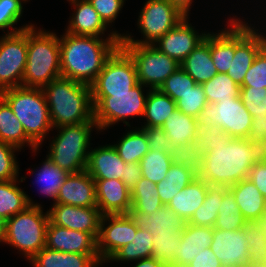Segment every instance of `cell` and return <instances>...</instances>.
Listing matches in <instances>:
<instances>
[{
    "label": "cell",
    "instance_id": "obj_1",
    "mask_svg": "<svg viewBox=\"0 0 266 267\" xmlns=\"http://www.w3.org/2000/svg\"><path fill=\"white\" fill-rule=\"evenodd\" d=\"M59 36L61 76L90 86L120 46L122 34L113 30L105 39L67 32Z\"/></svg>",
    "mask_w": 266,
    "mask_h": 267
},
{
    "label": "cell",
    "instance_id": "obj_2",
    "mask_svg": "<svg viewBox=\"0 0 266 267\" xmlns=\"http://www.w3.org/2000/svg\"><path fill=\"white\" fill-rule=\"evenodd\" d=\"M256 163L250 153V139L232 138L204 153L197 177L210 186H232L246 179Z\"/></svg>",
    "mask_w": 266,
    "mask_h": 267
},
{
    "label": "cell",
    "instance_id": "obj_3",
    "mask_svg": "<svg viewBox=\"0 0 266 267\" xmlns=\"http://www.w3.org/2000/svg\"><path fill=\"white\" fill-rule=\"evenodd\" d=\"M54 128L94 121V105L89 85L58 77L43 89Z\"/></svg>",
    "mask_w": 266,
    "mask_h": 267
},
{
    "label": "cell",
    "instance_id": "obj_4",
    "mask_svg": "<svg viewBox=\"0 0 266 267\" xmlns=\"http://www.w3.org/2000/svg\"><path fill=\"white\" fill-rule=\"evenodd\" d=\"M28 28V49L22 86L43 89L61 76L59 37L55 32Z\"/></svg>",
    "mask_w": 266,
    "mask_h": 267
},
{
    "label": "cell",
    "instance_id": "obj_5",
    "mask_svg": "<svg viewBox=\"0 0 266 267\" xmlns=\"http://www.w3.org/2000/svg\"><path fill=\"white\" fill-rule=\"evenodd\" d=\"M0 96L11 107L26 135L40 148L49 131H53L44 91L20 86L3 90Z\"/></svg>",
    "mask_w": 266,
    "mask_h": 267
},
{
    "label": "cell",
    "instance_id": "obj_6",
    "mask_svg": "<svg viewBox=\"0 0 266 267\" xmlns=\"http://www.w3.org/2000/svg\"><path fill=\"white\" fill-rule=\"evenodd\" d=\"M93 128L99 132L96 122L54 128L58 134L51 138L47 158L69 174L85 171Z\"/></svg>",
    "mask_w": 266,
    "mask_h": 267
},
{
    "label": "cell",
    "instance_id": "obj_7",
    "mask_svg": "<svg viewBox=\"0 0 266 267\" xmlns=\"http://www.w3.org/2000/svg\"><path fill=\"white\" fill-rule=\"evenodd\" d=\"M129 215L138 227L146 229L152 235V257L160 260L166 267H171L187 222L167 205L152 214L130 211Z\"/></svg>",
    "mask_w": 266,
    "mask_h": 267
},
{
    "label": "cell",
    "instance_id": "obj_8",
    "mask_svg": "<svg viewBox=\"0 0 266 267\" xmlns=\"http://www.w3.org/2000/svg\"><path fill=\"white\" fill-rule=\"evenodd\" d=\"M48 224L47 211L44 213L42 207L28 206L6 221L3 243L17 249L29 261L45 247Z\"/></svg>",
    "mask_w": 266,
    "mask_h": 267
},
{
    "label": "cell",
    "instance_id": "obj_9",
    "mask_svg": "<svg viewBox=\"0 0 266 267\" xmlns=\"http://www.w3.org/2000/svg\"><path fill=\"white\" fill-rule=\"evenodd\" d=\"M145 86L138 83L128 93H111V97H92L94 121L98 130L103 132L112 125L122 122L131 127L127 119L144 115L148 95ZM127 120V121H126Z\"/></svg>",
    "mask_w": 266,
    "mask_h": 267
},
{
    "label": "cell",
    "instance_id": "obj_10",
    "mask_svg": "<svg viewBox=\"0 0 266 267\" xmlns=\"http://www.w3.org/2000/svg\"><path fill=\"white\" fill-rule=\"evenodd\" d=\"M143 5L137 20L143 39L135 40L127 32L120 44L152 45L185 17L167 0H146Z\"/></svg>",
    "mask_w": 266,
    "mask_h": 267
},
{
    "label": "cell",
    "instance_id": "obj_11",
    "mask_svg": "<svg viewBox=\"0 0 266 267\" xmlns=\"http://www.w3.org/2000/svg\"><path fill=\"white\" fill-rule=\"evenodd\" d=\"M133 59L138 82L147 89L156 90L180 67L175 59L153 45L120 44Z\"/></svg>",
    "mask_w": 266,
    "mask_h": 267
},
{
    "label": "cell",
    "instance_id": "obj_12",
    "mask_svg": "<svg viewBox=\"0 0 266 267\" xmlns=\"http://www.w3.org/2000/svg\"><path fill=\"white\" fill-rule=\"evenodd\" d=\"M138 83L133 59L119 46L90 85L91 95L92 97H111V93H128Z\"/></svg>",
    "mask_w": 266,
    "mask_h": 267
},
{
    "label": "cell",
    "instance_id": "obj_13",
    "mask_svg": "<svg viewBox=\"0 0 266 267\" xmlns=\"http://www.w3.org/2000/svg\"><path fill=\"white\" fill-rule=\"evenodd\" d=\"M199 124H215L232 138L247 139L253 117L239 97L207 103L202 109Z\"/></svg>",
    "mask_w": 266,
    "mask_h": 267
},
{
    "label": "cell",
    "instance_id": "obj_14",
    "mask_svg": "<svg viewBox=\"0 0 266 267\" xmlns=\"http://www.w3.org/2000/svg\"><path fill=\"white\" fill-rule=\"evenodd\" d=\"M28 49V28L0 36V92L22 86Z\"/></svg>",
    "mask_w": 266,
    "mask_h": 267
},
{
    "label": "cell",
    "instance_id": "obj_15",
    "mask_svg": "<svg viewBox=\"0 0 266 267\" xmlns=\"http://www.w3.org/2000/svg\"><path fill=\"white\" fill-rule=\"evenodd\" d=\"M242 20L235 16V53L226 73L239 86L256 55L266 45V34Z\"/></svg>",
    "mask_w": 266,
    "mask_h": 267
},
{
    "label": "cell",
    "instance_id": "obj_16",
    "mask_svg": "<svg viewBox=\"0 0 266 267\" xmlns=\"http://www.w3.org/2000/svg\"><path fill=\"white\" fill-rule=\"evenodd\" d=\"M107 225V226H106ZM137 224L129 214H105L100 220L97 251L103 263L133 239Z\"/></svg>",
    "mask_w": 266,
    "mask_h": 267
},
{
    "label": "cell",
    "instance_id": "obj_17",
    "mask_svg": "<svg viewBox=\"0 0 266 267\" xmlns=\"http://www.w3.org/2000/svg\"><path fill=\"white\" fill-rule=\"evenodd\" d=\"M249 241L246 230H220L213 228L210 249L223 267H244L250 262Z\"/></svg>",
    "mask_w": 266,
    "mask_h": 267
},
{
    "label": "cell",
    "instance_id": "obj_18",
    "mask_svg": "<svg viewBox=\"0 0 266 267\" xmlns=\"http://www.w3.org/2000/svg\"><path fill=\"white\" fill-rule=\"evenodd\" d=\"M49 221L57 226L99 236L102 214L98 207H80L66 204H52L47 210Z\"/></svg>",
    "mask_w": 266,
    "mask_h": 267
},
{
    "label": "cell",
    "instance_id": "obj_19",
    "mask_svg": "<svg viewBox=\"0 0 266 267\" xmlns=\"http://www.w3.org/2000/svg\"><path fill=\"white\" fill-rule=\"evenodd\" d=\"M189 18L184 17L174 28L158 39L155 46L162 53L181 63L205 38L208 32H201L195 29Z\"/></svg>",
    "mask_w": 266,
    "mask_h": 267
},
{
    "label": "cell",
    "instance_id": "obj_20",
    "mask_svg": "<svg viewBox=\"0 0 266 267\" xmlns=\"http://www.w3.org/2000/svg\"><path fill=\"white\" fill-rule=\"evenodd\" d=\"M45 247L64 253L98 254L97 239L92 234L60 227L50 221Z\"/></svg>",
    "mask_w": 266,
    "mask_h": 267
},
{
    "label": "cell",
    "instance_id": "obj_21",
    "mask_svg": "<svg viewBox=\"0 0 266 267\" xmlns=\"http://www.w3.org/2000/svg\"><path fill=\"white\" fill-rule=\"evenodd\" d=\"M97 207L102 215L129 214L131 191L122 180L94 179Z\"/></svg>",
    "mask_w": 266,
    "mask_h": 267
},
{
    "label": "cell",
    "instance_id": "obj_22",
    "mask_svg": "<svg viewBox=\"0 0 266 267\" xmlns=\"http://www.w3.org/2000/svg\"><path fill=\"white\" fill-rule=\"evenodd\" d=\"M56 203L80 207H97L95 180L86 170L69 174L59 188Z\"/></svg>",
    "mask_w": 266,
    "mask_h": 267
},
{
    "label": "cell",
    "instance_id": "obj_23",
    "mask_svg": "<svg viewBox=\"0 0 266 267\" xmlns=\"http://www.w3.org/2000/svg\"><path fill=\"white\" fill-rule=\"evenodd\" d=\"M67 1L73 5L74 13L70 16L65 32L77 36H104L109 27L100 18L89 0Z\"/></svg>",
    "mask_w": 266,
    "mask_h": 267
},
{
    "label": "cell",
    "instance_id": "obj_24",
    "mask_svg": "<svg viewBox=\"0 0 266 267\" xmlns=\"http://www.w3.org/2000/svg\"><path fill=\"white\" fill-rule=\"evenodd\" d=\"M125 162L119 157L112 144L91 147L86 171L93 179H118L121 180Z\"/></svg>",
    "mask_w": 266,
    "mask_h": 267
},
{
    "label": "cell",
    "instance_id": "obj_25",
    "mask_svg": "<svg viewBox=\"0 0 266 267\" xmlns=\"http://www.w3.org/2000/svg\"><path fill=\"white\" fill-rule=\"evenodd\" d=\"M213 228L186 223L171 267H186L203 249L210 247Z\"/></svg>",
    "mask_w": 266,
    "mask_h": 267
},
{
    "label": "cell",
    "instance_id": "obj_26",
    "mask_svg": "<svg viewBox=\"0 0 266 267\" xmlns=\"http://www.w3.org/2000/svg\"><path fill=\"white\" fill-rule=\"evenodd\" d=\"M29 262L33 267H99V254L64 253L48 247L42 248Z\"/></svg>",
    "mask_w": 266,
    "mask_h": 267
},
{
    "label": "cell",
    "instance_id": "obj_27",
    "mask_svg": "<svg viewBox=\"0 0 266 267\" xmlns=\"http://www.w3.org/2000/svg\"><path fill=\"white\" fill-rule=\"evenodd\" d=\"M180 67L190 75L196 84L208 82L217 74L210 53V32L197 47L180 63Z\"/></svg>",
    "mask_w": 266,
    "mask_h": 267
},
{
    "label": "cell",
    "instance_id": "obj_28",
    "mask_svg": "<svg viewBox=\"0 0 266 267\" xmlns=\"http://www.w3.org/2000/svg\"><path fill=\"white\" fill-rule=\"evenodd\" d=\"M228 26L217 33L210 32V53L217 73H227L235 53V16Z\"/></svg>",
    "mask_w": 266,
    "mask_h": 267
},
{
    "label": "cell",
    "instance_id": "obj_29",
    "mask_svg": "<svg viewBox=\"0 0 266 267\" xmlns=\"http://www.w3.org/2000/svg\"><path fill=\"white\" fill-rule=\"evenodd\" d=\"M236 204L247 222H254L266 210V198L248 178L229 186Z\"/></svg>",
    "mask_w": 266,
    "mask_h": 267
},
{
    "label": "cell",
    "instance_id": "obj_30",
    "mask_svg": "<svg viewBox=\"0 0 266 267\" xmlns=\"http://www.w3.org/2000/svg\"><path fill=\"white\" fill-rule=\"evenodd\" d=\"M209 186L204 180L196 177L189 185L180 190L167 206L188 222L195 210L203 204Z\"/></svg>",
    "mask_w": 266,
    "mask_h": 267
},
{
    "label": "cell",
    "instance_id": "obj_31",
    "mask_svg": "<svg viewBox=\"0 0 266 267\" xmlns=\"http://www.w3.org/2000/svg\"><path fill=\"white\" fill-rule=\"evenodd\" d=\"M26 177L10 181H0V215L7 221L13 215L24 211L28 206L42 207L33 202L24 189L18 185L25 181Z\"/></svg>",
    "mask_w": 266,
    "mask_h": 267
},
{
    "label": "cell",
    "instance_id": "obj_32",
    "mask_svg": "<svg viewBox=\"0 0 266 267\" xmlns=\"http://www.w3.org/2000/svg\"><path fill=\"white\" fill-rule=\"evenodd\" d=\"M0 141L10 144L18 149L25 145L37 153L39 147L26 135L22 124L14 115L11 107L0 96Z\"/></svg>",
    "mask_w": 266,
    "mask_h": 267
},
{
    "label": "cell",
    "instance_id": "obj_33",
    "mask_svg": "<svg viewBox=\"0 0 266 267\" xmlns=\"http://www.w3.org/2000/svg\"><path fill=\"white\" fill-rule=\"evenodd\" d=\"M199 120L176 110L161 127L170 137L172 144L177 147L193 143L198 135Z\"/></svg>",
    "mask_w": 266,
    "mask_h": 267
},
{
    "label": "cell",
    "instance_id": "obj_34",
    "mask_svg": "<svg viewBox=\"0 0 266 267\" xmlns=\"http://www.w3.org/2000/svg\"><path fill=\"white\" fill-rule=\"evenodd\" d=\"M176 102L159 89L149 90L143 117L146 122L141 128L162 127L166 119L176 111Z\"/></svg>",
    "mask_w": 266,
    "mask_h": 267
},
{
    "label": "cell",
    "instance_id": "obj_35",
    "mask_svg": "<svg viewBox=\"0 0 266 267\" xmlns=\"http://www.w3.org/2000/svg\"><path fill=\"white\" fill-rule=\"evenodd\" d=\"M153 238L149 231L144 228H137L132 241L119 248L108 260L112 262H136L143 258L152 257Z\"/></svg>",
    "mask_w": 266,
    "mask_h": 267
},
{
    "label": "cell",
    "instance_id": "obj_36",
    "mask_svg": "<svg viewBox=\"0 0 266 267\" xmlns=\"http://www.w3.org/2000/svg\"><path fill=\"white\" fill-rule=\"evenodd\" d=\"M112 144L117 150L119 157L125 163H140L141 159L148 153V142L145 131L136 127L135 129L128 130L127 133Z\"/></svg>",
    "mask_w": 266,
    "mask_h": 267
},
{
    "label": "cell",
    "instance_id": "obj_37",
    "mask_svg": "<svg viewBox=\"0 0 266 267\" xmlns=\"http://www.w3.org/2000/svg\"><path fill=\"white\" fill-rule=\"evenodd\" d=\"M41 165L42 166L37 167L38 169L36 170L29 169V172L36 175L35 182L38 186L41 185L39 189L40 193L44 194L46 197L52 198L53 204H56L59 188L65 182L69 173L49 160L47 156Z\"/></svg>",
    "mask_w": 266,
    "mask_h": 267
},
{
    "label": "cell",
    "instance_id": "obj_38",
    "mask_svg": "<svg viewBox=\"0 0 266 267\" xmlns=\"http://www.w3.org/2000/svg\"><path fill=\"white\" fill-rule=\"evenodd\" d=\"M228 190V187L225 186H209L203 204L195 210L187 223L213 228L217 220L221 201Z\"/></svg>",
    "mask_w": 266,
    "mask_h": 267
},
{
    "label": "cell",
    "instance_id": "obj_39",
    "mask_svg": "<svg viewBox=\"0 0 266 267\" xmlns=\"http://www.w3.org/2000/svg\"><path fill=\"white\" fill-rule=\"evenodd\" d=\"M163 205L157 191V185L145 177H142L131 190L130 211L152 214Z\"/></svg>",
    "mask_w": 266,
    "mask_h": 267
},
{
    "label": "cell",
    "instance_id": "obj_40",
    "mask_svg": "<svg viewBox=\"0 0 266 267\" xmlns=\"http://www.w3.org/2000/svg\"><path fill=\"white\" fill-rule=\"evenodd\" d=\"M208 103L220 100H232L240 96V86L226 73H217L208 82L202 84Z\"/></svg>",
    "mask_w": 266,
    "mask_h": 267
},
{
    "label": "cell",
    "instance_id": "obj_41",
    "mask_svg": "<svg viewBox=\"0 0 266 267\" xmlns=\"http://www.w3.org/2000/svg\"><path fill=\"white\" fill-rule=\"evenodd\" d=\"M247 221L236 204L234 195L228 190L221 201L216 223L213 228L220 230H240Z\"/></svg>",
    "mask_w": 266,
    "mask_h": 267
},
{
    "label": "cell",
    "instance_id": "obj_42",
    "mask_svg": "<svg viewBox=\"0 0 266 267\" xmlns=\"http://www.w3.org/2000/svg\"><path fill=\"white\" fill-rule=\"evenodd\" d=\"M172 163L169 154L159 150H149L140 161L142 177L158 184L166 177Z\"/></svg>",
    "mask_w": 266,
    "mask_h": 267
},
{
    "label": "cell",
    "instance_id": "obj_43",
    "mask_svg": "<svg viewBox=\"0 0 266 267\" xmlns=\"http://www.w3.org/2000/svg\"><path fill=\"white\" fill-rule=\"evenodd\" d=\"M23 2L21 0H0V30L5 34H14L23 31L26 28L34 26V24H26L21 27H15L20 21L23 14Z\"/></svg>",
    "mask_w": 266,
    "mask_h": 267
},
{
    "label": "cell",
    "instance_id": "obj_44",
    "mask_svg": "<svg viewBox=\"0 0 266 267\" xmlns=\"http://www.w3.org/2000/svg\"><path fill=\"white\" fill-rule=\"evenodd\" d=\"M232 137L215 124H199L198 135L194 142L195 149L205 153L218 144L228 143Z\"/></svg>",
    "mask_w": 266,
    "mask_h": 267
},
{
    "label": "cell",
    "instance_id": "obj_45",
    "mask_svg": "<svg viewBox=\"0 0 266 267\" xmlns=\"http://www.w3.org/2000/svg\"><path fill=\"white\" fill-rule=\"evenodd\" d=\"M196 82L181 67L175 70L161 85L159 90L168 95L175 102L189 90H192Z\"/></svg>",
    "mask_w": 266,
    "mask_h": 267
},
{
    "label": "cell",
    "instance_id": "obj_46",
    "mask_svg": "<svg viewBox=\"0 0 266 267\" xmlns=\"http://www.w3.org/2000/svg\"><path fill=\"white\" fill-rule=\"evenodd\" d=\"M207 103L203 86L196 84L192 90L181 95V98L176 101V109L186 115L199 119L202 109Z\"/></svg>",
    "mask_w": 266,
    "mask_h": 267
},
{
    "label": "cell",
    "instance_id": "obj_47",
    "mask_svg": "<svg viewBox=\"0 0 266 267\" xmlns=\"http://www.w3.org/2000/svg\"><path fill=\"white\" fill-rule=\"evenodd\" d=\"M169 156L174 164L191 168L196 173L200 171L204 159V153L195 149L193 143L174 147Z\"/></svg>",
    "mask_w": 266,
    "mask_h": 267
},
{
    "label": "cell",
    "instance_id": "obj_48",
    "mask_svg": "<svg viewBox=\"0 0 266 267\" xmlns=\"http://www.w3.org/2000/svg\"><path fill=\"white\" fill-rule=\"evenodd\" d=\"M244 229L246 230V239L249 241L250 262L266 263V239L264 232L253 221L246 222Z\"/></svg>",
    "mask_w": 266,
    "mask_h": 267
},
{
    "label": "cell",
    "instance_id": "obj_49",
    "mask_svg": "<svg viewBox=\"0 0 266 267\" xmlns=\"http://www.w3.org/2000/svg\"><path fill=\"white\" fill-rule=\"evenodd\" d=\"M20 149L0 141V181H10L19 178V165L15 152Z\"/></svg>",
    "mask_w": 266,
    "mask_h": 267
},
{
    "label": "cell",
    "instance_id": "obj_50",
    "mask_svg": "<svg viewBox=\"0 0 266 267\" xmlns=\"http://www.w3.org/2000/svg\"><path fill=\"white\" fill-rule=\"evenodd\" d=\"M240 87L266 88V45L256 55Z\"/></svg>",
    "mask_w": 266,
    "mask_h": 267
},
{
    "label": "cell",
    "instance_id": "obj_51",
    "mask_svg": "<svg viewBox=\"0 0 266 267\" xmlns=\"http://www.w3.org/2000/svg\"><path fill=\"white\" fill-rule=\"evenodd\" d=\"M240 98L252 117L266 113V88L240 87Z\"/></svg>",
    "mask_w": 266,
    "mask_h": 267
},
{
    "label": "cell",
    "instance_id": "obj_52",
    "mask_svg": "<svg viewBox=\"0 0 266 267\" xmlns=\"http://www.w3.org/2000/svg\"><path fill=\"white\" fill-rule=\"evenodd\" d=\"M126 0H89L104 23L112 28ZM111 24V25H110Z\"/></svg>",
    "mask_w": 266,
    "mask_h": 267
},
{
    "label": "cell",
    "instance_id": "obj_53",
    "mask_svg": "<svg viewBox=\"0 0 266 267\" xmlns=\"http://www.w3.org/2000/svg\"><path fill=\"white\" fill-rule=\"evenodd\" d=\"M147 135V142L149 150H159L170 154L175 147L170 137L165 133L161 127L142 128Z\"/></svg>",
    "mask_w": 266,
    "mask_h": 267
},
{
    "label": "cell",
    "instance_id": "obj_54",
    "mask_svg": "<svg viewBox=\"0 0 266 267\" xmlns=\"http://www.w3.org/2000/svg\"><path fill=\"white\" fill-rule=\"evenodd\" d=\"M196 177L197 173L191 168L172 163L170 169L166 173L165 179L175 184L180 191L189 185Z\"/></svg>",
    "mask_w": 266,
    "mask_h": 267
},
{
    "label": "cell",
    "instance_id": "obj_55",
    "mask_svg": "<svg viewBox=\"0 0 266 267\" xmlns=\"http://www.w3.org/2000/svg\"><path fill=\"white\" fill-rule=\"evenodd\" d=\"M266 198V162H256L249 170L247 177Z\"/></svg>",
    "mask_w": 266,
    "mask_h": 267
},
{
    "label": "cell",
    "instance_id": "obj_56",
    "mask_svg": "<svg viewBox=\"0 0 266 267\" xmlns=\"http://www.w3.org/2000/svg\"><path fill=\"white\" fill-rule=\"evenodd\" d=\"M186 267H223L210 247L203 249Z\"/></svg>",
    "mask_w": 266,
    "mask_h": 267
},
{
    "label": "cell",
    "instance_id": "obj_57",
    "mask_svg": "<svg viewBox=\"0 0 266 267\" xmlns=\"http://www.w3.org/2000/svg\"><path fill=\"white\" fill-rule=\"evenodd\" d=\"M125 172L121 178L126 187L131 191L135 184L142 178L140 163H125Z\"/></svg>",
    "mask_w": 266,
    "mask_h": 267
},
{
    "label": "cell",
    "instance_id": "obj_58",
    "mask_svg": "<svg viewBox=\"0 0 266 267\" xmlns=\"http://www.w3.org/2000/svg\"><path fill=\"white\" fill-rule=\"evenodd\" d=\"M247 139H266V113L253 117L251 130Z\"/></svg>",
    "mask_w": 266,
    "mask_h": 267
},
{
    "label": "cell",
    "instance_id": "obj_59",
    "mask_svg": "<svg viewBox=\"0 0 266 267\" xmlns=\"http://www.w3.org/2000/svg\"><path fill=\"white\" fill-rule=\"evenodd\" d=\"M156 185L160 200L164 205H168L171 199L179 192L175 184L165 178Z\"/></svg>",
    "mask_w": 266,
    "mask_h": 267
},
{
    "label": "cell",
    "instance_id": "obj_60",
    "mask_svg": "<svg viewBox=\"0 0 266 267\" xmlns=\"http://www.w3.org/2000/svg\"><path fill=\"white\" fill-rule=\"evenodd\" d=\"M250 153L256 162H266V139H250Z\"/></svg>",
    "mask_w": 266,
    "mask_h": 267
},
{
    "label": "cell",
    "instance_id": "obj_61",
    "mask_svg": "<svg viewBox=\"0 0 266 267\" xmlns=\"http://www.w3.org/2000/svg\"><path fill=\"white\" fill-rule=\"evenodd\" d=\"M185 17H189V11L193 0H167Z\"/></svg>",
    "mask_w": 266,
    "mask_h": 267
},
{
    "label": "cell",
    "instance_id": "obj_62",
    "mask_svg": "<svg viewBox=\"0 0 266 267\" xmlns=\"http://www.w3.org/2000/svg\"><path fill=\"white\" fill-rule=\"evenodd\" d=\"M134 264L132 267H166L160 260L154 257L143 258L134 262Z\"/></svg>",
    "mask_w": 266,
    "mask_h": 267
},
{
    "label": "cell",
    "instance_id": "obj_63",
    "mask_svg": "<svg viewBox=\"0 0 266 267\" xmlns=\"http://www.w3.org/2000/svg\"><path fill=\"white\" fill-rule=\"evenodd\" d=\"M254 223L264 232L266 239V210L254 221Z\"/></svg>",
    "mask_w": 266,
    "mask_h": 267
},
{
    "label": "cell",
    "instance_id": "obj_64",
    "mask_svg": "<svg viewBox=\"0 0 266 267\" xmlns=\"http://www.w3.org/2000/svg\"><path fill=\"white\" fill-rule=\"evenodd\" d=\"M6 220L0 215V243L4 242Z\"/></svg>",
    "mask_w": 266,
    "mask_h": 267
},
{
    "label": "cell",
    "instance_id": "obj_65",
    "mask_svg": "<svg viewBox=\"0 0 266 267\" xmlns=\"http://www.w3.org/2000/svg\"><path fill=\"white\" fill-rule=\"evenodd\" d=\"M244 267H266V263H264V262H249Z\"/></svg>",
    "mask_w": 266,
    "mask_h": 267
},
{
    "label": "cell",
    "instance_id": "obj_66",
    "mask_svg": "<svg viewBox=\"0 0 266 267\" xmlns=\"http://www.w3.org/2000/svg\"><path fill=\"white\" fill-rule=\"evenodd\" d=\"M23 3L28 2L29 0H21Z\"/></svg>",
    "mask_w": 266,
    "mask_h": 267
}]
</instances>
